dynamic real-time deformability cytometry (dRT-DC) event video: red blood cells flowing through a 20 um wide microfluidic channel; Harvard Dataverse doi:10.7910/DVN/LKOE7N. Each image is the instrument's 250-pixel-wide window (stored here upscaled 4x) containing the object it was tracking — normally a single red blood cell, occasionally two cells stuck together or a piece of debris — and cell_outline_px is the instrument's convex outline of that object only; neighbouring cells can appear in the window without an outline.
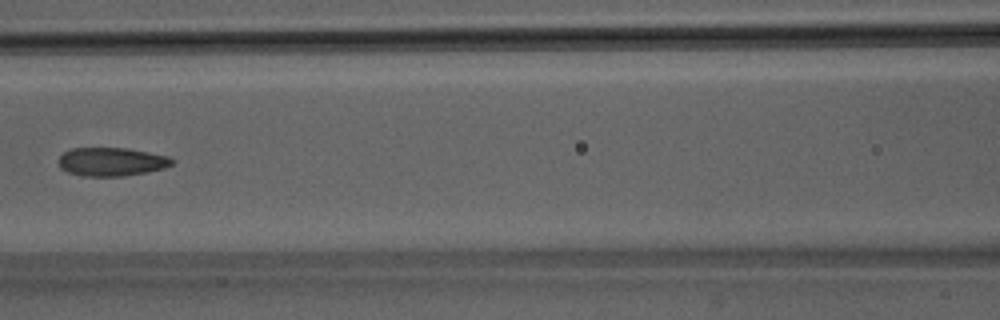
{"species": "Egyptian fruit bat (a non-hibernating species)", "species_latin": "Rousettus aegyptiacus", "temperature_condition": "room temperature", "stored_images_in_passage": 6, "camera_frame_rate_fps": 3000, "um_per_image_px": 0.085, "animal": {"sex": "male"}, "frame": {"image": 1, "passage_image": 5, "time_ms": 1.333, "image_size_px": [1000, 320], "cell_outline_px": [[176, 160], [172, 164], [164, 168], [148, 172], [124, 176], [84, 176], [68, 172], [60, 168], [60, 156], [64, 152], [72, 148], [128, 148], [168, 156]], "centroid_in_image_um": [9.51, 13.75], "position_along_channel_um": 157.1, "area_um2": 18.84}}